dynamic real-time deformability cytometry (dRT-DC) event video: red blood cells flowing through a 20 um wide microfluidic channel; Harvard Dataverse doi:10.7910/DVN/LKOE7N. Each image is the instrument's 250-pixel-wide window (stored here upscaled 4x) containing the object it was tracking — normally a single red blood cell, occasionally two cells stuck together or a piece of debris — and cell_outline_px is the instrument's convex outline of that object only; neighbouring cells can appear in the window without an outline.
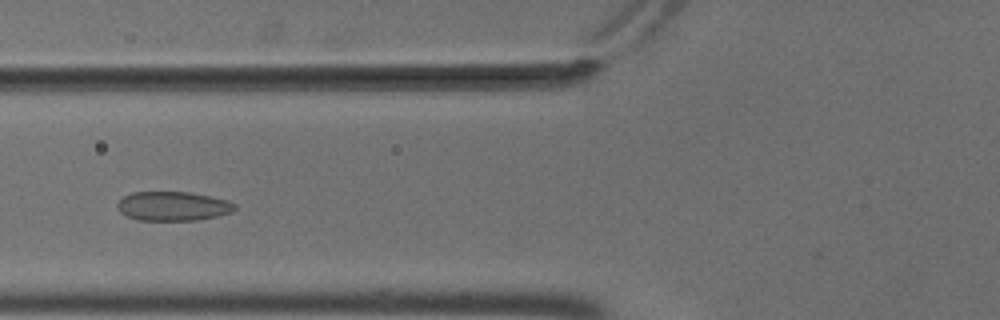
{"species": "common noctule bat (a hibernating species)", "species_latin": "Nyctalus noctula", "temperature_condition": "cold", "stored_images_in_passage": 7, "camera_frame_rate_fps": 3000, "um_per_image_px": 0.085, "animal": {"sex": "male", "body_mass_g": 18.8}, "frame": {"image": 1, "passage_image": 6, "time_ms": 1.667, "image_size_px": [1000, 320], "cell_outline_px": [[236, 208], [232, 212], [200, 220], [140, 220], [128, 216], [120, 212], [116, 208], [116, 204], [124, 196], [132, 192], [188, 192], [228, 200], [236, 204]], "centroid_in_image_um": [14.7, 17.52], "position_along_channel_um": 111.1, "area_um2": 19.94}}
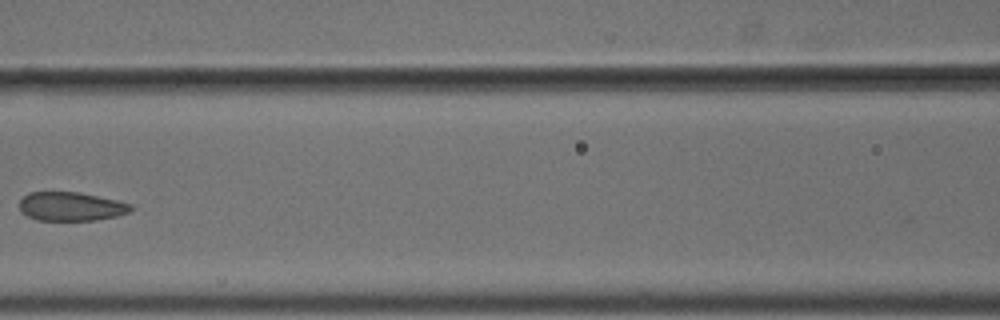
{"frame": {"image": 2, "passage_image": 7, "time_ms": 2.0, "image_size_px": [1000, 320], "cell_outline_px": [[132, 208], [128, 212], [116, 216], [96, 220], [36, 220], [20, 212], [20, 200], [28, 192], [80, 192], [116, 200], [132, 204]], "centroid_in_image_um": [6.01, 17.54], "position_along_channel_um": 160.6, "area_um2": 18.67}}